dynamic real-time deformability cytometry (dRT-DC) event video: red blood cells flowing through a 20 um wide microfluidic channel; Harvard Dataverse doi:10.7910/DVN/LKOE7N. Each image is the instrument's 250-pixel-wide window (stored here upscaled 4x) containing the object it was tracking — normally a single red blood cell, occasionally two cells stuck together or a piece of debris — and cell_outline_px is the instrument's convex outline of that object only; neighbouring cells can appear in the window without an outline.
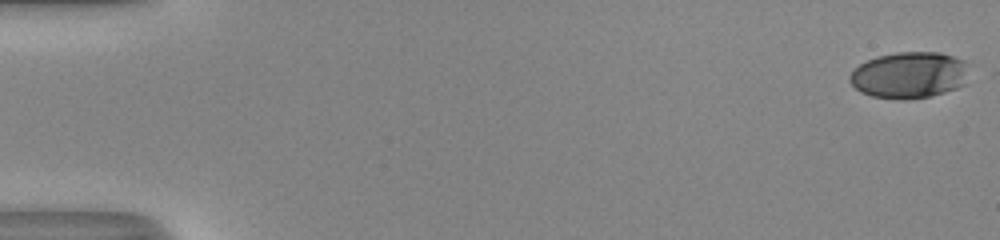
{"species": "human", "species_latin": "Homo sapiens", "temperature_condition": "room temperature", "stored_images_in_passage": 53, "camera_frame_rate_fps": 3000, "um_per_image_px": 0.085, "donor": {"sex": "male"}, "frame": {"image": 1, "passage_image": 1, "time_ms": 0.0, "image_size_px": [1000, 240], "cell_outline_px": [[964, 84], [956, 88], [944, 92], [928, 96], [904, 100], [900, 100], [872, 96], [860, 92], [848, 80], [848, 76], [860, 64], [876, 56], [896, 52], [940, 52], [964, 60]], "centroid_in_image_um": [77.22, 6.38], "position_along_channel_um": 7.8, "area_um2": 31.91}}
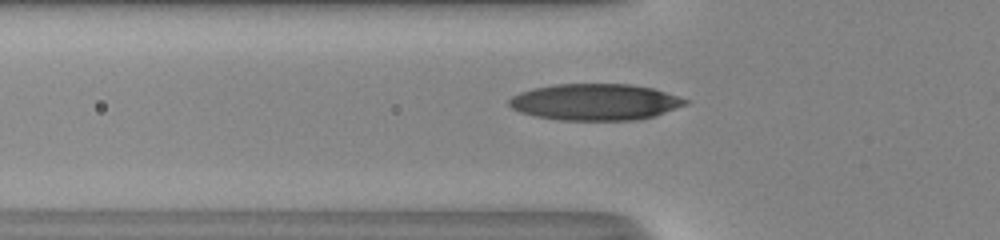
{"frame": {"image": 2, "passage_image": 20, "time_ms": 6.333, "image_size_px": [1000, 240], "cell_outline_px": [[688, 104], [656, 116], [640, 120], [560, 120], [536, 116], [520, 112], [512, 108], [508, 104], [508, 100], [512, 96], [520, 92], [536, 88], [556, 84], [632, 84], [652, 88], [688, 100]], "centroid_in_image_um": [50.6, 8.68], "position_along_channel_um": 75.2, "area_um2": 37.4}}
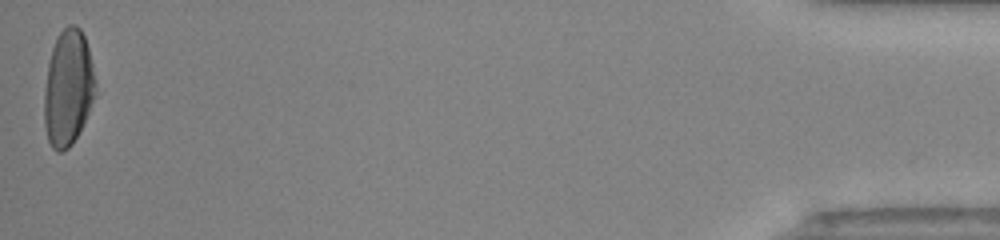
{"frame": {"image": 3, "passage_image": 53, "time_ms": 17.333, "image_size_px": [1000, 240], "cell_outline_px": [[96, 96], [72, 144], [68, 148], [60, 152], [56, 152], [52, 148], [48, 140], [44, 124], [44, 92], [48, 64], [52, 48], [60, 32], [68, 24], [76, 24], [80, 28], [84, 36], [88, 48], [92, 64], [96, 84]], "centroid_in_image_um": [5.78, 7.47], "position_along_channel_um": 429.4, "area_um2": 34.56}, "authors_computed_cell_mechanics": {"area_um2": 34.9112, "velocity_mm_per_s": 4.0819, "shape_relaxation_time_tau1_ms": 4.8215, "shape_relaxation_time_tau2_ms": 0.9453, "deformation_change_tau1": 0.2268, "deformation_change_tau2": 0.0657}}